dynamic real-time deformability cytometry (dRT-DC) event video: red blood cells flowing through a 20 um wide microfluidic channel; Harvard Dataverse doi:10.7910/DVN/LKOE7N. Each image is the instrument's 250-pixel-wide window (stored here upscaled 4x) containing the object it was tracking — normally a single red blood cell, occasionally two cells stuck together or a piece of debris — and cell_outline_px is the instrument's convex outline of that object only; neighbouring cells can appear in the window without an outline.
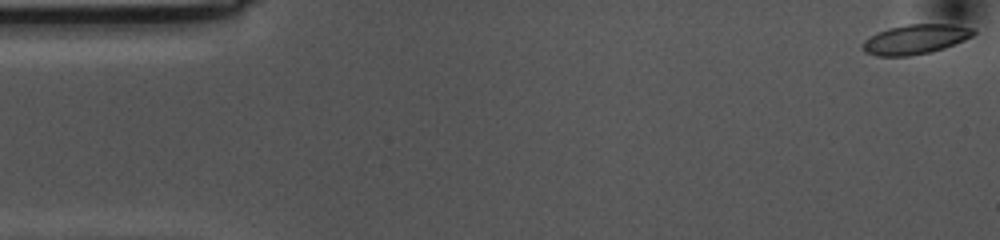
{"species": "common noctule bat (a hibernating species)", "species_latin": "Nyctalus noctula", "temperature_condition": "cold", "stored_images_in_passage": 55, "camera_frame_rate_fps": 3000, "um_per_image_px": 0.085, "animal": {"sex": "female", "body_mass_g": 10.0, "forearm_length_mm": 53.1}, "frame": {"image": 1, "passage_image": 1, "time_ms": 0.0, "image_size_px": [1000, 240], "cell_outline_px": [[976, 32], [972, 36], [964, 40], [944, 48], [912, 56], [876, 56], [864, 52], [864, 40], [868, 36], [876, 32], [888, 28], [908, 24], [952, 24], [976, 28]], "centroid_in_image_um": [77.81, 3.33], "position_along_channel_um": 7.2, "area_um2": 19.25}}
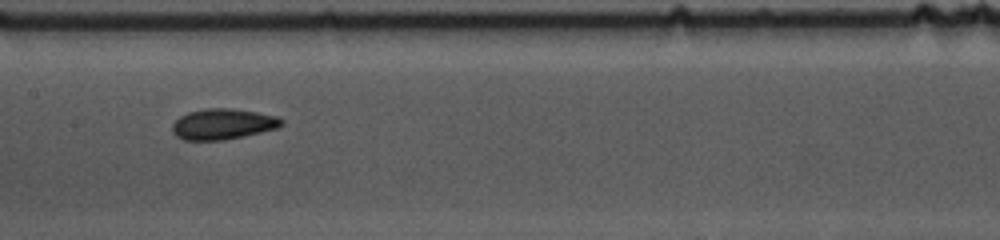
{"frame": {"image": 2, "passage_image": 26, "time_ms": 8.333, "image_size_px": [1000, 240], "cell_outline_px": [[284, 124], [276, 128], [244, 136], [224, 140], [184, 140], [176, 136], [172, 132], [172, 124], [180, 116], [188, 112], [208, 108], [232, 108], [256, 112], [276, 116], [284, 120]], "centroid_in_image_um": [18.93, 10.54], "position_along_channel_um": 188.5, "area_um2": 19.54}}
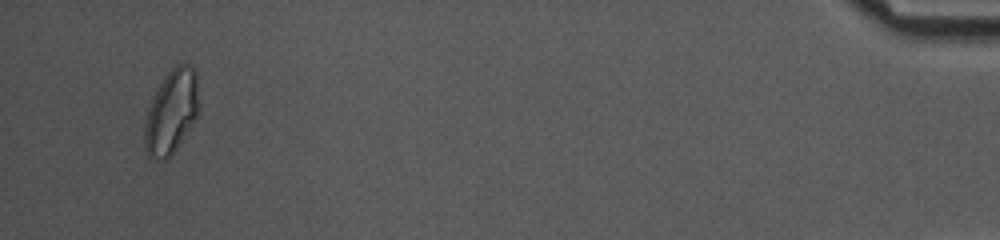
{"frame": {"image": 3, "passage_image": 53, "time_ms": 17.333, "image_size_px": [1000, 240], "cell_outline_px": [[196, 116], [184, 136], [172, 152], [164, 160], [160, 160], [148, 156], [144, 148], [144, 120], [148, 108], [160, 84], [168, 72], [176, 64], [188, 64], [196, 72]], "centroid_in_image_um": [14.51, 9.52], "position_along_channel_um": 420.7, "area_um2": 25.61}, "authors_computed_cell_mechanics": {"area_um2": 19.3052, "velocity_mm_per_s": 3.5327, "shape_relaxation_time_tau1_ms": 5.9535, "shape_relaxation_time_tau2_ms": 2.8112, "deformation_change_tau1": 0.1149, "deformation_change_tau2": 0.0678}}